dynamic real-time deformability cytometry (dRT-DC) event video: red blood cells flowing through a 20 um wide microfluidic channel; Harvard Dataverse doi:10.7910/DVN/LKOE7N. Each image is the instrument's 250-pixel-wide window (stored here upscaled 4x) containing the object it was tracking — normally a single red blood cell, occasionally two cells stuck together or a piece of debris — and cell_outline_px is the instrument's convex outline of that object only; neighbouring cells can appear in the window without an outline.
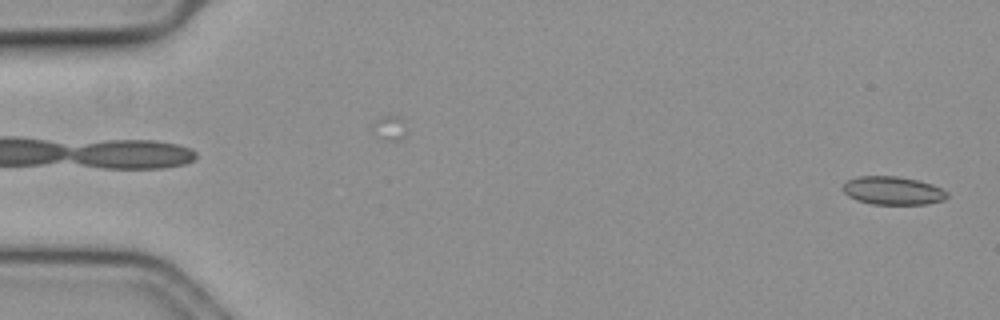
{"species": "common noctule bat (a hibernating species)", "species_latin": "Nyctalus noctula", "temperature_condition": "cold", "stored_images_in_passage": 18, "camera_frame_rate_fps": 3000, "um_per_image_px": 0.085, "animal": {"sex": "female", "body_mass_g": 19.3, "forearm_length_mm": 54.1}, "frame": {"image": 1, "passage_image": 1, "time_ms": 0.0, "image_size_px": [1000, 320], "cell_outline_px": [[948, 196], [944, 200], [928, 204], [872, 204], [856, 200], [848, 196], [844, 192], [844, 184], [848, 180], [860, 176], [896, 176], [916, 180], [932, 184], [948, 192]], "centroid_in_image_um": [75.91, 16.21], "position_along_channel_um": 9.1, "area_um2": 17.05}}